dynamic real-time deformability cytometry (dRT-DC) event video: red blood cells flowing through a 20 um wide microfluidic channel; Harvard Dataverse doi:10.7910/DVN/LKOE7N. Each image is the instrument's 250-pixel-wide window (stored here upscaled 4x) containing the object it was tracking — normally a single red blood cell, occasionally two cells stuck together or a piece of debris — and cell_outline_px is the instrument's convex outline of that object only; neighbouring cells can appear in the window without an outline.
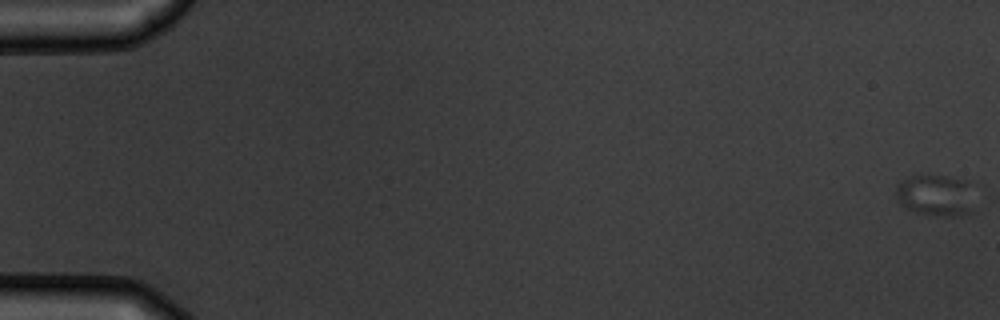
{"species": "common noctule bat (a hibernating species)", "species_latin": "Nyctalus noctula", "temperature_condition": "warm", "stored_images_in_passage": 6, "camera_frame_rate_fps": 3000, "um_per_image_px": 0.085, "animal": {"sex": "male", "body_mass_g": 19.5, "forearm_length_mm": 54.6}, "frame": {"image": 1, "passage_image": 1, "time_ms": 0.0, "image_size_px": [1000, 320], "cell_outline_px": [[972, 212], [964, 216], [932, 216], [916, 212], [900, 204], [896, 196], [896, 184], [900, 180], [920, 172], [972, 180]], "centroid_in_image_um": [79.54, 16.55], "position_along_channel_um": 5.5, "area_um2": 20.06}}
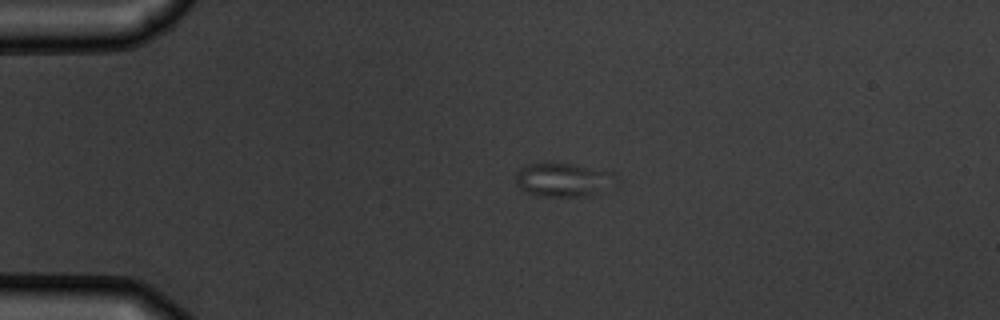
{"frame": {"image": 2, "passage_image": 5, "time_ms": 4.333, "image_size_px": [1000, 320], "cell_outline_px": [[620, 180], [612, 188], [584, 196], [532, 196], [520, 188], [516, 184], [516, 176], [520, 168], [528, 164], [572, 164], [612, 172]], "centroid_in_image_um": [47.92, 15.31], "position_along_channel_um": 37.1, "area_um2": 19.71}}